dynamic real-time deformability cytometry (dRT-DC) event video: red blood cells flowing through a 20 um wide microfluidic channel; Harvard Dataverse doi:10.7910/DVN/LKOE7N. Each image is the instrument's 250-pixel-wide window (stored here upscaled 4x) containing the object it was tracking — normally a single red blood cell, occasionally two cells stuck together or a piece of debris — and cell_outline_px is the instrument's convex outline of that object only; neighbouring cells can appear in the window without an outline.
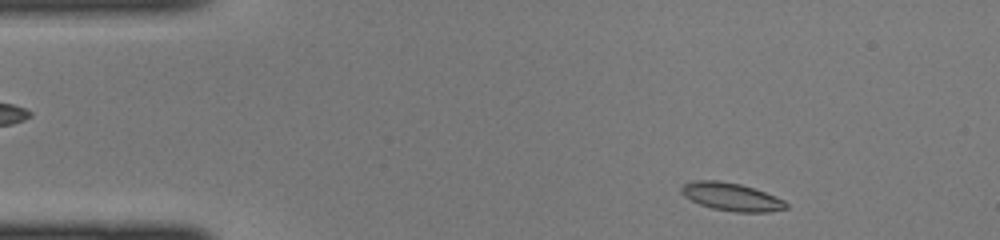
{"species": "common noctule bat (a hibernating species)", "species_latin": "Nyctalus noctula", "temperature_condition": "cold", "stored_images_in_passage": 40, "camera_frame_rate_fps": 3000, "um_per_image_px": 0.085, "animal": {"sex": "female", "body_mass_g": 22.0, "forearm_length_mm": 56.7}, "frame": {"image": 1, "passage_image": 2, "time_ms": 0.333, "image_size_px": [1000, 240], "cell_outline_px": [[788, 208], [768, 212], [736, 212], [712, 208], [700, 204], [684, 196], [680, 192], [680, 188], [684, 184], [696, 180], [716, 180], [740, 184], [764, 192], [784, 200], [788, 204]], "centroid_in_image_um": [62.16, 16.73], "position_along_channel_um": 22.8, "area_um2": 16.88}}
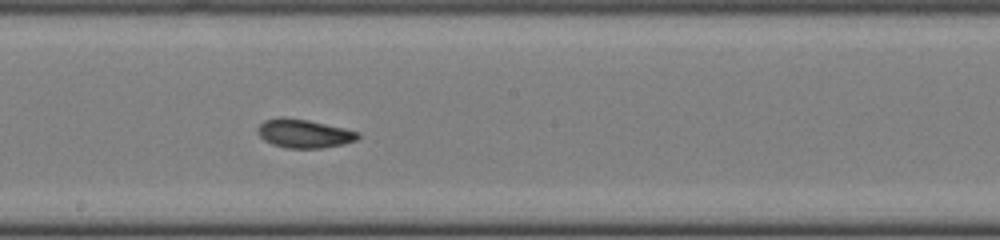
{"frame": {"image": 2, "passage_image": 20, "time_ms": 6.333, "image_size_px": [1000, 240], "cell_outline_px": [[360, 136], [356, 140], [344, 144], [320, 148], [288, 148], [272, 144], [264, 140], [260, 136], [256, 128], [264, 120], [276, 116], [284, 116], [308, 120], [344, 128], [360, 132]], "centroid_in_image_um": [25.82, 11.33], "position_along_channel_um": 222.4, "area_um2": 16.88}}
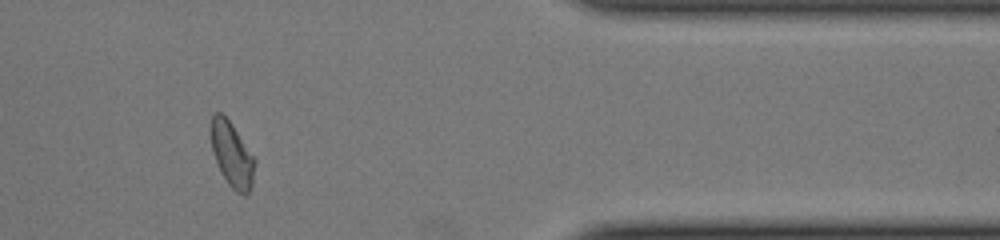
{"frame": {"image": 3, "passage_image": 33, "time_ms": 10.667, "image_size_px": [1000, 240], "cell_outline_px": [[256, 164], [252, 184], [248, 192], [244, 196], [236, 192], [228, 184], [216, 160], [212, 148], [212, 116], [216, 112], [220, 112], [232, 124], [256, 160]], "centroid_in_image_um": [19.76, 13.17], "position_along_channel_um": 391.6, "area_um2": 16.13}}